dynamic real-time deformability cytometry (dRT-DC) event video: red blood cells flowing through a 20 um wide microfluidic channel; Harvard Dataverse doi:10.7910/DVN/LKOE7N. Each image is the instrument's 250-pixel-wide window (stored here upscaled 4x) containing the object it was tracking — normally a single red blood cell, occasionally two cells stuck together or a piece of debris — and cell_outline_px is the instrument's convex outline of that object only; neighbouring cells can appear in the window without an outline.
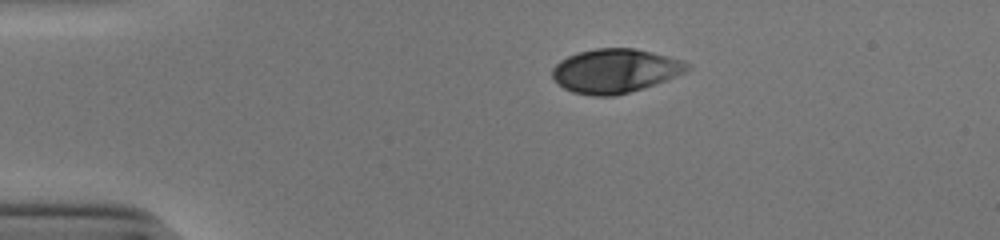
{"species": "human", "species_latin": "Homo sapiens", "temperature_condition": "cold", "stored_images_in_passage": 37, "camera_frame_rate_fps": 3000, "um_per_image_px": 0.085, "donor": {"sex": "male"}, "frame": {"image": 1, "passage_image": 1, "time_ms": 0.0, "image_size_px": [1000, 240], "cell_outline_px": [[692, 68], [676, 76], [644, 88], [616, 96], [592, 96], [572, 92], [564, 88], [552, 76], [552, 68], [560, 60], [568, 56], [580, 52], [596, 48], [636, 48], [652, 52], [680, 60], [688, 64]], "centroid_in_image_um": [52.27, 6.03], "position_along_channel_um": 32.7, "area_um2": 34.45}}
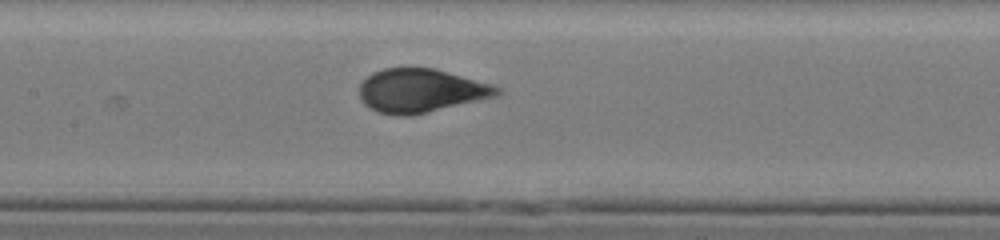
{"frame": {"image": 2, "passage_image": 16, "time_ms": 5.0, "image_size_px": [1000, 240], "cell_outline_px": [[500, 92], [496, 96], [408, 116], [396, 116], [376, 112], [364, 104], [360, 96], [360, 84], [372, 72], [384, 68], [436, 68], [492, 84], [500, 88]], "centroid_in_image_um": [35.74, 7.7], "position_along_channel_um": 171.7, "area_um2": 34.8}}
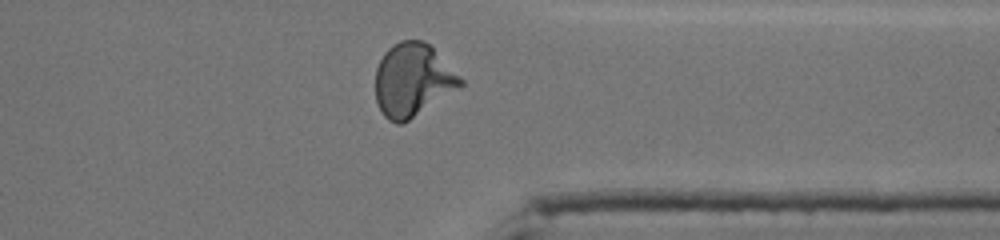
{"frame": {"image": 3, "passage_image": 32, "time_ms": 10.333, "image_size_px": [1000, 240], "cell_outline_px": [[464, 84], [408, 120], [400, 124], [396, 124], [388, 120], [380, 112], [376, 100], [376, 68], [384, 52], [392, 44], [400, 40], [424, 40], [464, 80]], "centroid_in_image_um": [35.04, 6.79], "position_along_channel_um": 376.4, "area_um2": 35.78}, "authors_computed_cell_mechanics": {"area_um2": 34.7956, "velocity_mm_per_s": 3.8967, "shape_relaxation_time_tau1_ms": 3.6076, "shape_relaxation_time_tau2_ms": null, "deformation_change_tau1": 0.1725, "deformation_change_tau2": null}}